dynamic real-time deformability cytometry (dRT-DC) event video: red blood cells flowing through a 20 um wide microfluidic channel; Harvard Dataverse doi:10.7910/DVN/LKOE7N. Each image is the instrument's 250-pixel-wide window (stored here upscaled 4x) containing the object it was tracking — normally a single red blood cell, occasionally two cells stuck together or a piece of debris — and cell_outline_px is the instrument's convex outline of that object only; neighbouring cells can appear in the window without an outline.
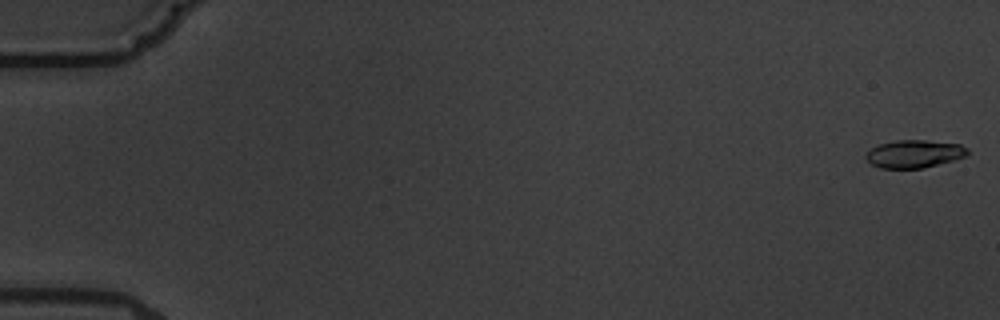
{"species": "common noctule bat (a hibernating species)", "species_latin": "Nyctalus noctula", "temperature_condition": "warm", "stored_images_in_passage": 7, "camera_frame_rate_fps": 3000, "um_per_image_px": 0.085, "animal": {"sex": "male", "body_mass_g": 19.5, "forearm_length_mm": 54.6}, "frame": {"image": 1, "passage_image": 1, "time_ms": 0.0, "image_size_px": [1000, 320], "cell_outline_px": [[968, 156], [924, 168], [880, 168], [872, 164], [864, 156], [872, 148], [880, 144], [896, 140], [924, 140], [960, 144], [968, 148]], "centroid_in_image_um": [77.74, 13.08], "position_along_channel_um": 7.3, "area_um2": 16.42}}
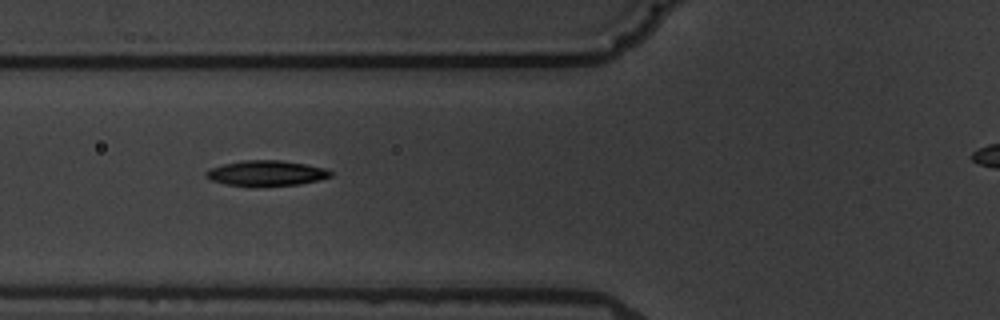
{"frame": {"image": 2, "passage_image": 7, "time_ms": 7.333, "image_size_px": [1000, 320], "cell_outline_px": [[332, 176], [300, 184], [224, 184], [212, 180], [204, 176], [204, 172], [212, 168], [224, 164], [244, 160], [280, 160], [304, 164], [324, 168], [332, 172]], "centroid_in_image_um": [22.62, 14.69], "position_along_channel_um": 103.2, "area_um2": 17.57}}